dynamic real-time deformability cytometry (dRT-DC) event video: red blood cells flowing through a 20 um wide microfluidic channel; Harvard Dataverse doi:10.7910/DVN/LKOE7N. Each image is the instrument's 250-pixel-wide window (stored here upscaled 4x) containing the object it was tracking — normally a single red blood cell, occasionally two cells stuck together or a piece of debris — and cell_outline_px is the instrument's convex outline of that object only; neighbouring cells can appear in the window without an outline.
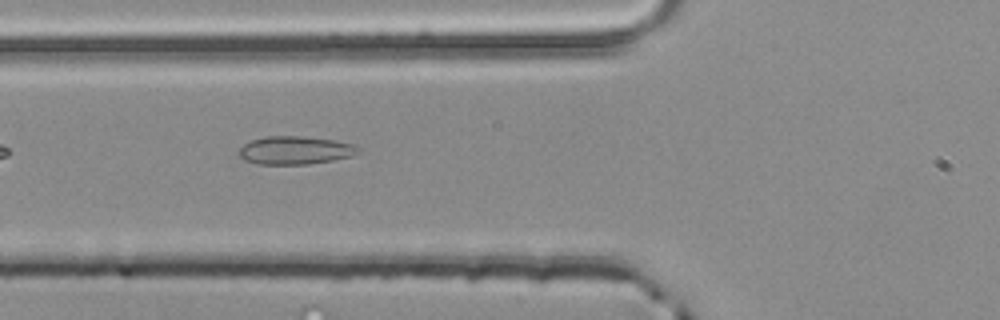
{"species": "common noctule bat (a hibernating species)", "species_latin": "Nyctalus noctula", "temperature_condition": "room temperature", "stored_images_in_passage": 4, "segment_of_instrument_passage": [2, 2], "camera_frame_rate_fps": 3000, "um_per_image_px": 0.085, "animal": {"sex": "male", "body_mass_g": 20.4}, "frame": {"image": 1, "passage_image": 4, "time_ms": 1.0, "image_size_px": [1000, 320], "cell_outline_px": [[364, 148], [360, 152], [352, 156], [332, 160], [308, 164], [256, 164], [244, 160], [240, 156], [240, 148], [244, 144], [252, 140], [268, 136], [304, 136], [336, 140], [356, 144]], "centroid_in_image_um": [25.17, 12.77], "position_along_channel_um": 100.6, "area_um2": 19.77}}